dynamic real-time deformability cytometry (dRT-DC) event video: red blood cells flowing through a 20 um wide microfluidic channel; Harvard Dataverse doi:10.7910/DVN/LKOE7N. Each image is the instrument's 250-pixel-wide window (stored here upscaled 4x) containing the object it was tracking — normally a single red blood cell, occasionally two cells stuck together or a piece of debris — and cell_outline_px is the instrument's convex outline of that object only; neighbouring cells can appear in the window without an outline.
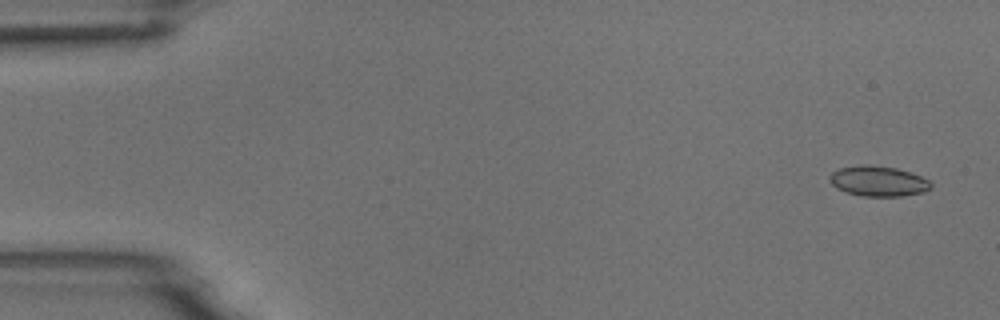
{"species": "common noctule bat (a hibernating species)", "species_latin": "Nyctalus noctula", "temperature_condition": "room temperature", "stored_images_in_passage": 6, "camera_frame_rate_fps": 3000, "um_per_image_px": 0.085, "animal": {"sex": "male", "body_mass_g": 18.8}, "frame": {"image": 1, "passage_image": 1, "time_ms": 0.0, "image_size_px": [1000, 320], "cell_outline_px": [[932, 188], [924, 192], [904, 196], [860, 196], [844, 192], [836, 188], [828, 180], [828, 176], [832, 172], [840, 168], [864, 164], [868, 164], [896, 168], [920, 176], [928, 180], [932, 184]], "centroid_in_image_um": [74.62, 15.41], "position_along_channel_um": 10.4, "area_um2": 18.03}}
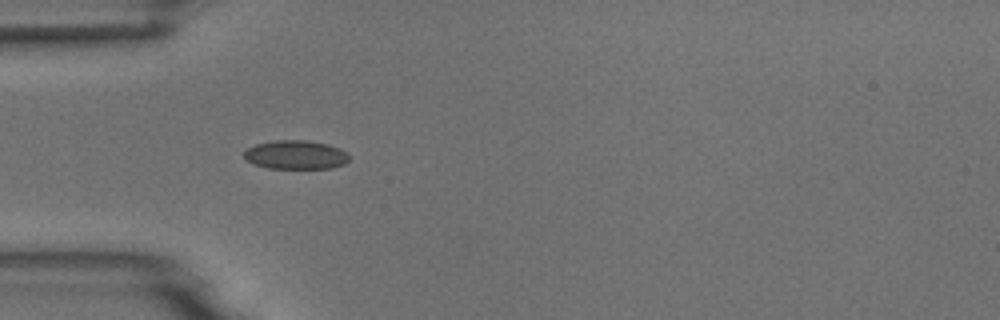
{"frame": {"image": 2, "passage_image": 5, "time_ms": 4.667, "image_size_px": [1000, 320], "cell_outline_px": [[348, 160], [344, 164], [332, 168], [268, 168], [252, 164], [244, 156], [244, 152], [248, 148], [256, 144], [276, 140], [308, 140], [328, 144], [340, 148], [348, 152]], "centroid_in_image_um": [25.16, 13.15], "position_along_channel_um": 59.8, "area_um2": 17.69}}